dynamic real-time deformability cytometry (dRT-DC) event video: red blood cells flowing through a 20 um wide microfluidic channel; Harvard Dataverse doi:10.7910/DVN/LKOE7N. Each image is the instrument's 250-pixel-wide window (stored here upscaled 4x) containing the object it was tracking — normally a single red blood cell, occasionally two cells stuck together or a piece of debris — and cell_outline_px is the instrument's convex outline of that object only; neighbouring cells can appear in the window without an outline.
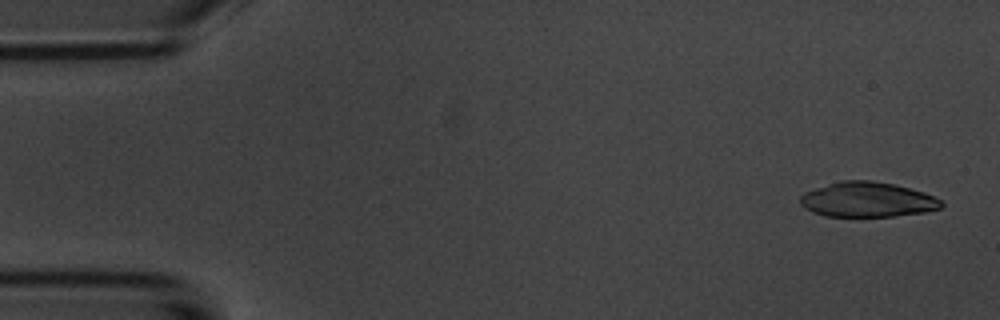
{"species": "common noctule bat (a hibernating species)", "species_latin": "Nyctalus noctula", "temperature_condition": "room temperature", "stored_images_in_passage": 5, "camera_frame_rate_fps": 3000, "um_per_image_px": 0.085, "animal": {"sex": "male", "body_mass_g": 20.1, "forearm_length_mm": 53.5}, "frame": {"image": 1, "passage_image": 1, "time_ms": 0.0, "image_size_px": [1000, 320], "cell_outline_px": [[944, 204], [940, 208], [924, 212], [896, 216], [824, 216], [812, 212], [804, 208], [800, 204], [800, 196], [804, 192], [840, 180], [872, 180], [892, 184], [924, 192], [940, 200]], "centroid_in_image_um": [73.69, 16.97], "position_along_channel_um": 11.3, "area_um2": 28.67}}